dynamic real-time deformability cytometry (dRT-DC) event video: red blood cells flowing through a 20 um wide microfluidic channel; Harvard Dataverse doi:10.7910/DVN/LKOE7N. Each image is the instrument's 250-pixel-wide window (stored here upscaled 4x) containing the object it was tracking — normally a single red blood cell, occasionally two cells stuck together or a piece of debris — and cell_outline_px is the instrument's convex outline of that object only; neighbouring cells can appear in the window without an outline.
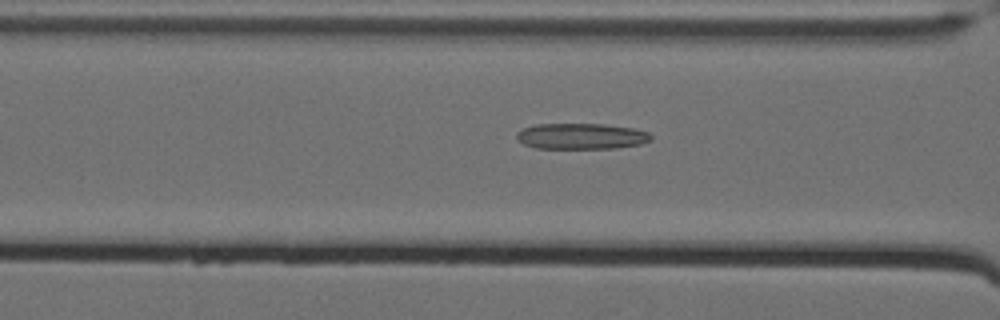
{"species": "Egyptian fruit bat (a non-hibernating species)", "species_latin": "Rousettus aegyptiacus", "temperature_condition": "cold", "stored_images_in_passage": 53, "camera_frame_rate_fps": 3000, "um_per_image_px": 0.085, "animal": {"sex": "female"}, "frame": {"image": 1, "passage_image": 20, "time_ms": 6.333, "image_size_px": [1000, 320], "cell_outline_px": [[652, 140], [640, 144], [616, 148], [536, 148], [524, 144], [516, 140], [516, 132], [524, 128], [536, 124], [604, 124], [632, 128], [648, 132], [652, 136]], "centroid_in_image_um": [49.39, 11.58], "position_along_channel_um": 117.2, "area_um2": 20.29}}
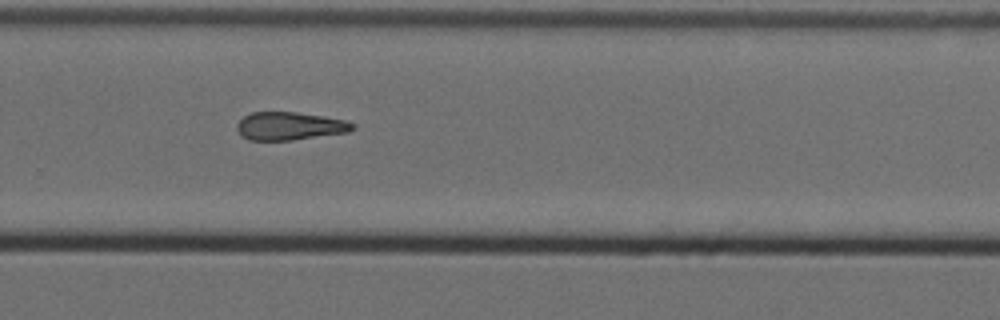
{"frame": {"image": 2, "passage_image": 36, "time_ms": 11.667, "image_size_px": [1000, 320], "cell_outline_px": [[356, 128], [348, 132], [292, 140], [248, 140], [240, 136], [236, 128], [236, 124], [244, 116], [252, 112], [296, 112], [324, 116], [344, 120], [356, 124]], "centroid_in_image_um": [24.61, 10.71], "position_along_channel_um": 305.2, "area_um2": 19.02}}
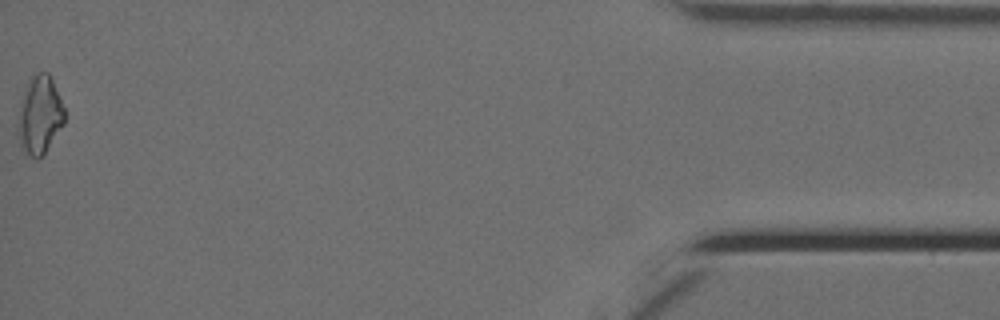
{"frame": {"image": 3, "passage_image": 53, "time_ms": 17.333, "image_size_px": [1000, 320], "cell_outline_px": [[64, 124], [44, 156], [36, 160], [20, 144], [20, 100], [32, 76], [40, 72], [48, 72], [52, 80], [64, 108]], "centroid_in_image_um": [3.42, 9.8], "position_along_channel_um": 431.8, "area_um2": 20.52}}